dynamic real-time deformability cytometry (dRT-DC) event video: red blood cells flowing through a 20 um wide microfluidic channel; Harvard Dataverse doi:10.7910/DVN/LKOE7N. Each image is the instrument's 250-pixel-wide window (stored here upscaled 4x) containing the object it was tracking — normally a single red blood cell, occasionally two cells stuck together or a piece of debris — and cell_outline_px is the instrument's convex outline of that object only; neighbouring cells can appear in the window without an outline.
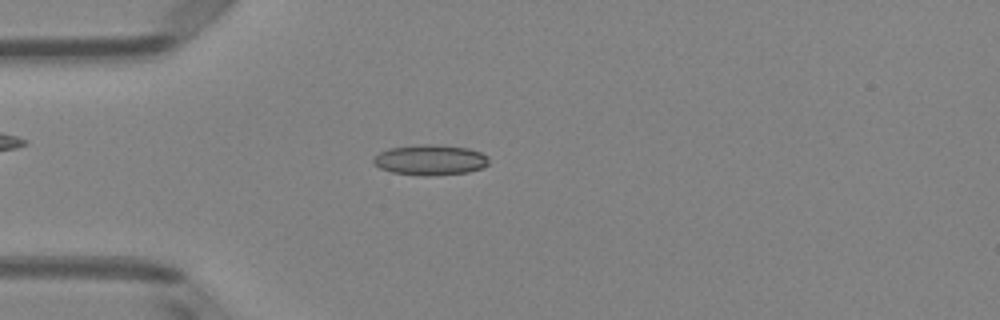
{"species": "Egyptian fruit bat (a non-hibernating species)", "species_latin": "Rousettus aegyptiacus", "temperature_condition": "room temperature", "stored_images_in_passage": 43, "camera_frame_rate_fps": 3000, "um_per_image_px": 0.085, "animal": {"sex": "female"}, "frame": {"image": 1, "passage_image": 13, "time_ms": 4.0, "image_size_px": [1000, 320], "cell_outline_px": [[488, 164], [484, 168], [468, 172], [424, 176], [392, 172], [380, 168], [372, 160], [380, 152], [388, 148], [420, 144], [436, 144], [468, 148], [480, 152], [488, 156]], "centroid_in_image_um": [36.6, 13.58], "position_along_channel_um": 48.4, "area_um2": 20.46}}
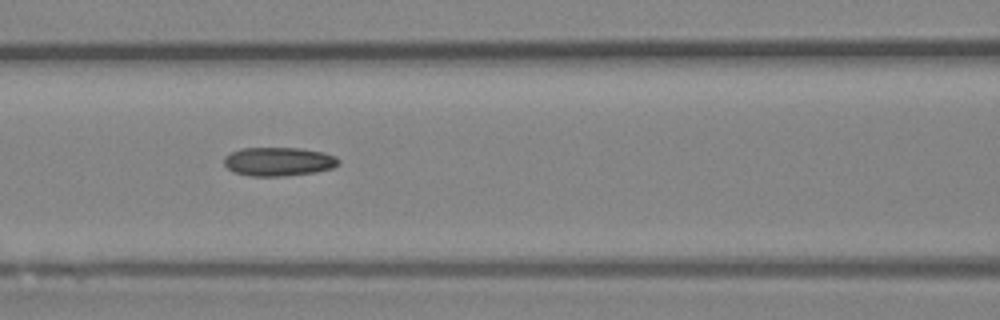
{"frame": {"image": 2, "passage_image": 21, "time_ms": 6.667, "image_size_px": [1000, 320], "cell_outline_px": [[340, 160], [332, 168], [316, 172], [284, 176], [248, 176], [232, 172], [224, 164], [224, 156], [240, 148], [300, 148], [324, 152], [336, 156]], "centroid_in_image_um": [23.65, 13.73], "position_along_channel_um": 142.9, "area_um2": 19.31}}
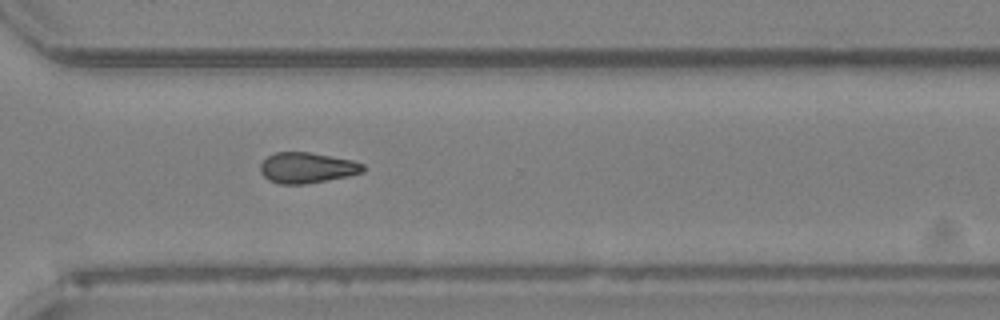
{"frame": {"image": 3, "passage_image": 36, "time_ms": 11.667, "image_size_px": [1000, 320], "cell_outline_px": [[364, 172], [348, 176], [328, 180], [304, 184], [280, 184], [268, 180], [260, 172], [260, 164], [268, 156], [276, 152], [308, 152], [352, 160], [364, 164]], "centroid_in_image_um": [26.09, 14.26], "position_along_channel_um": 344.5, "area_um2": 18.32}, "authors_computed_cell_mechanics": {"area_um2": 18.9584, "velocity_mm_per_s": 4.0439, "shape_relaxation_time_tau1_ms": 5.6654, "shape_relaxation_time_tau2_ms": 4.3901, "deformation_change_tau1": 0.1237, "deformation_change_tau2": 0.1086}}